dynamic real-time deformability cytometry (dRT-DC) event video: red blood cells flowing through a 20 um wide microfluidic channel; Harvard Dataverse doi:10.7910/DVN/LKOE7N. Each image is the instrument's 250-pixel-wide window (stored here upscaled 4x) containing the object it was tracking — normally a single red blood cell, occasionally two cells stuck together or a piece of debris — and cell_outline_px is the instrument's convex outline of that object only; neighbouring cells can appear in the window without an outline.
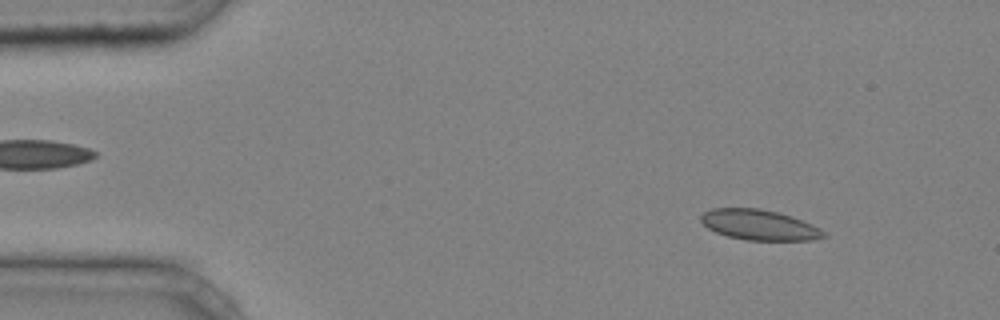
{"species": "common noctule bat (a hibernating species)", "species_latin": "Nyctalus noctula", "temperature_condition": "cold", "stored_images_in_passage": 44, "camera_frame_rate_fps": 3000, "um_per_image_px": 0.085, "animal": {"sex": "male", "body_mass_g": 20.4}, "frame": {"image": 1, "passage_image": 5, "time_ms": 1.333, "image_size_px": [1000, 320], "cell_outline_px": [[828, 236], [812, 240], [748, 240], [728, 236], [716, 232], [708, 228], [700, 220], [700, 216], [704, 212], [712, 208], [760, 208], [792, 216], [812, 224], [820, 228]], "centroid_in_image_um": [64.54, 19.11], "position_along_channel_um": 20.5, "area_um2": 21.68}}
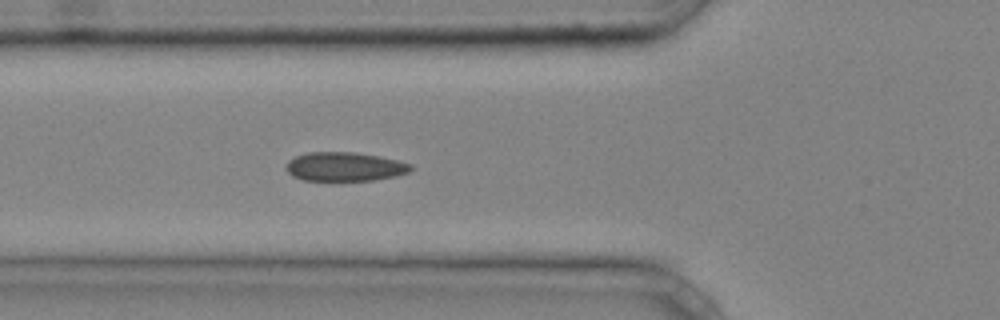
{"frame": {"image": 2, "passage_image": 16, "time_ms": 5.0, "image_size_px": [1000, 320], "cell_outline_px": [[416, 168], [408, 172], [396, 176], [372, 180], [304, 180], [292, 176], [284, 168], [288, 160], [296, 156], [308, 152], [356, 152], [396, 160], [412, 164]], "centroid_in_image_um": [29.29, 14.16], "position_along_channel_um": 96.5, "area_um2": 21.04}}
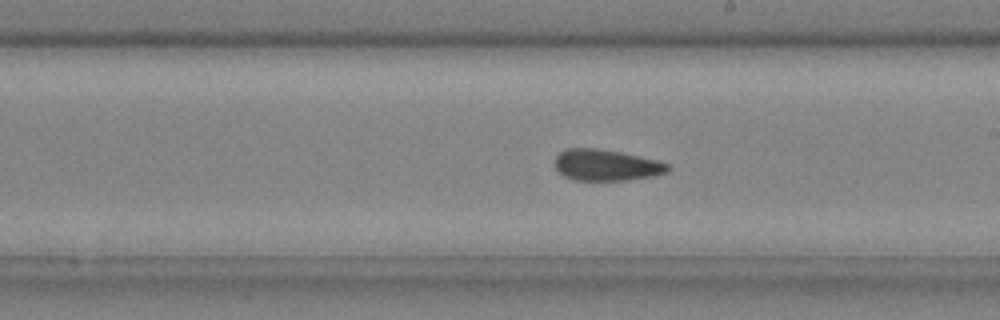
{"frame": {"image": 3, "passage_image": 26, "time_ms": 8.333, "image_size_px": [1000, 320], "cell_outline_px": [[672, 168], [668, 172], [656, 176], [628, 180], [576, 180], [564, 176], [556, 168], [556, 156], [564, 148], [596, 148], [620, 152], [656, 160], [672, 164]], "centroid_in_image_um": [51.59, 14.04], "position_along_channel_um": 237.4, "area_um2": 20.69}, "authors_computed_cell_mechanics": {"area_um2": 20.9525, "velocity_mm_per_s": 4.2341, "shape_relaxation_time_tau1_ms": null, "shape_relaxation_time_tau2_ms": 2.9313, "deformation_change_tau1": null, "deformation_change_tau2": 0.0787}}